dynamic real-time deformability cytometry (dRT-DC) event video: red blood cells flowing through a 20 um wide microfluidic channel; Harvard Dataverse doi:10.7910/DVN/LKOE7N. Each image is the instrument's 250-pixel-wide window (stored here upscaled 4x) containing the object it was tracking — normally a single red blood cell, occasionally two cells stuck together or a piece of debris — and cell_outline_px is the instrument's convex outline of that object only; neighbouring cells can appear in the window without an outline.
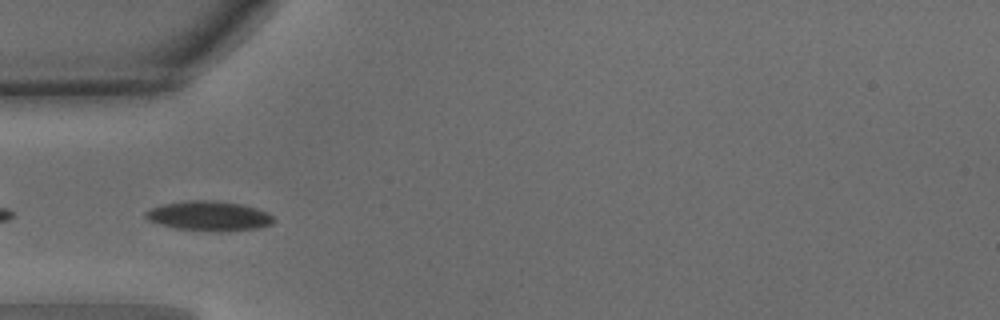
{"species": "common noctule bat (a hibernating species)", "species_latin": "Nyctalus noctula", "temperature_condition": "warm", "stored_images_in_passage": 36, "camera_frame_rate_fps": 3000, "um_per_image_px": 0.085, "animal": {"sex": "male", "body_mass_g": 15.6}, "frame": {"image": 1, "passage_image": 2, "time_ms": 0.333, "image_size_px": [1000, 320], "cell_outline_px": [[276, 220], [272, 224], [260, 228], [220, 232], [176, 228], [160, 224], [148, 220], [144, 216], [144, 212], [160, 204], [184, 200], [216, 200], [244, 204], [268, 212]], "centroid_in_image_um": [17.79, 18.34], "position_along_channel_um": 67.2, "area_um2": 22.54}}
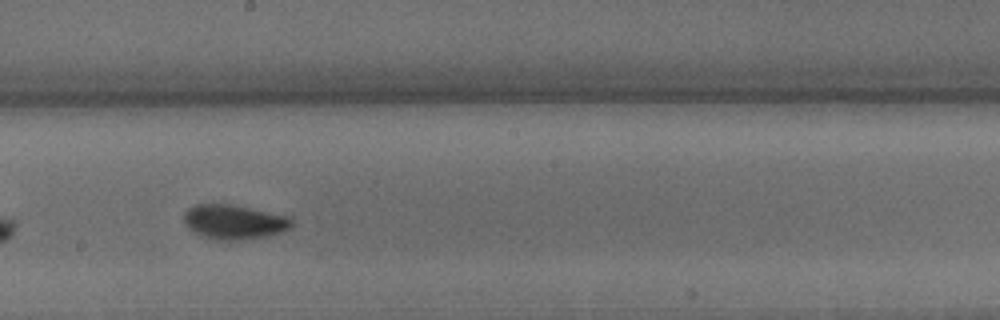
{"frame": {"image": 2, "passage_image": 14, "time_ms": 4.333, "image_size_px": [1000, 320], "cell_outline_px": [[292, 224], [288, 228], [280, 232], [264, 236], [236, 240], [220, 240], [204, 236], [188, 228], [184, 224], [184, 212], [188, 208], [196, 204], [228, 204], [288, 216], [292, 220]], "centroid_in_image_um": [19.85, 18.85], "position_along_channel_um": 228.4, "area_um2": 21.15}}
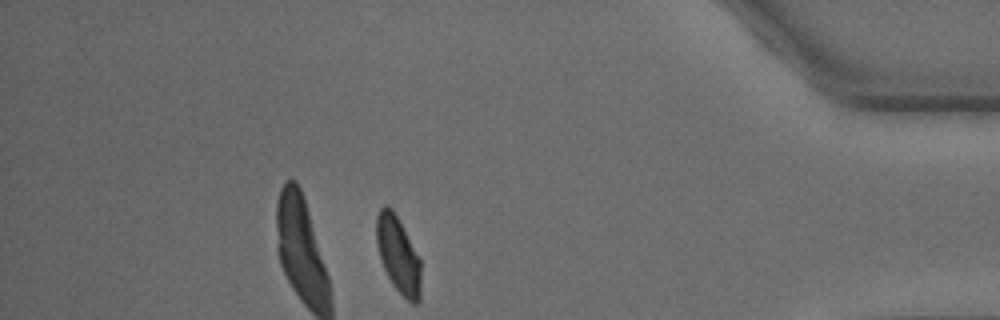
{"frame": {"image": 3, "passage_image": 30, "time_ms": 9.667, "image_size_px": [1000, 320], "cell_outline_px": [[420, 300], [416, 304], [412, 304], [392, 284], [384, 268], [376, 244], [376, 216], [380, 208], [384, 204], [388, 204], [392, 208], [420, 260]], "centroid_in_image_um": [33.82, 21.64], "position_along_channel_um": 401.4, "area_um2": 19.48}, "authors_computed_cell_mechanics": {"area_um2": 20.2011, "velocity_mm_per_s": 4.0185, "shape_relaxation_time_tau1_ms": 3.4147, "shape_relaxation_time_tau2_ms": 1.8767, "deformation_change_tau1": 0.117, "deformation_change_tau2": 0.0557}}